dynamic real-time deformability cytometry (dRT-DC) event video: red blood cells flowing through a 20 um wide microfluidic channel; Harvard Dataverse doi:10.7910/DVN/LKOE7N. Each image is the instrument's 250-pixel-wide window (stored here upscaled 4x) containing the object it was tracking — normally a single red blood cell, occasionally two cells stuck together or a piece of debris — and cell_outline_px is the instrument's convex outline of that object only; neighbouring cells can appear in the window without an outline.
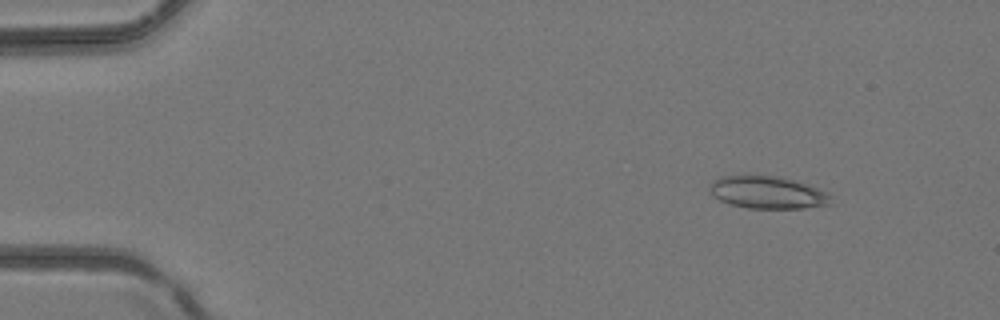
{"species": "common noctule bat (a hibernating species)", "species_latin": "Nyctalus noctula", "temperature_condition": "room temperature", "stored_images_in_passage": 43, "camera_frame_rate_fps": 3000, "um_per_image_px": 0.085, "animal": {"sex": "female", "body_mass_g": 24.6, "forearm_length_mm": 56.2}, "frame": {"image": 1, "passage_image": 5, "time_ms": 1.333, "image_size_px": [1000, 320], "cell_outline_px": [[836, 204], [804, 208], [748, 208], [728, 204], [712, 196], [708, 188], [712, 180], [720, 176], [780, 176], [808, 184], [828, 192], [832, 196]], "centroid_in_image_um": [65.29, 16.37], "position_along_channel_um": 19.7, "area_um2": 23.35}}
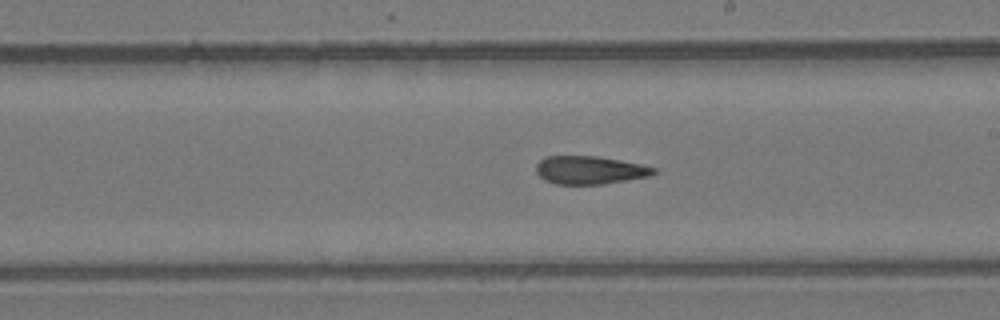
{"frame": {"image": 2, "passage_image": 25, "time_ms": 8.0, "image_size_px": [1000, 320], "cell_outline_px": [[656, 172], [648, 176], [600, 184], [556, 184], [544, 180], [536, 172], [536, 164], [544, 156], [596, 156], [620, 160], [640, 164], [656, 168]], "centroid_in_image_um": [50.07, 14.45], "position_along_channel_um": 238.9, "area_um2": 19.07}}
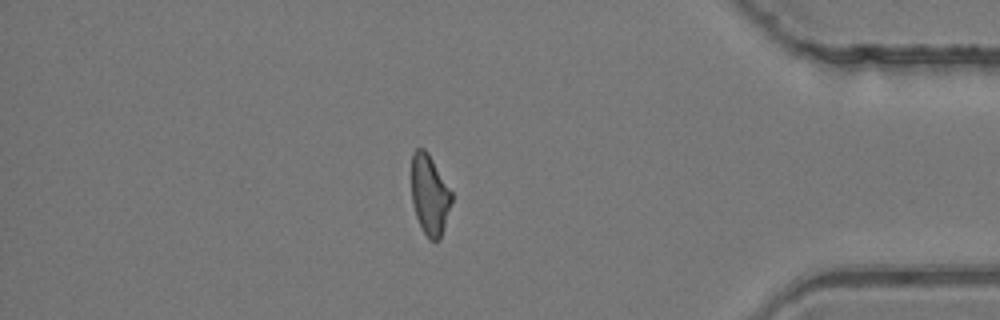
{"frame": {"image": 3, "passage_image": 37, "time_ms": 12.0, "image_size_px": [1000, 320], "cell_outline_px": [[452, 200], [440, 240], [428, 240], [416, 216], [412, 204], [412, 152], [416, 148], [424, 148], [428, 152], [452, 192]], "centroid_in_image_um": [36.51, 16.55], "position_along_channel_um": 398.7, "area_um2": 18.67}}